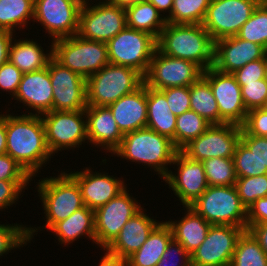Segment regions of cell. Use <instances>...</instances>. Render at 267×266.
Returning <instances> with one entry per match:
<instances>
[{
  "instance_id": "cell-1",
  "label": "cell",
  "mask_w": 267,
  "mask_h": 266,
  "mask_svg": "<svg viewBox=\"0 0 267 266\" xmlns=\"http://www.w3.org/2000/svg\"><path fill=\"white\" fill-rule=\"evenodd\" d=\"M6 154L32 177L52 156L41 115H6Z\"/></svg>"
},
{
  "instance_id": "cell-2",
  "label": "cell",
  "mask_w": 267,
  "mask_h": 266,
  "mask_svg": "<svg viewBox=\"0 0 267 266\" xmlns=\"http://www.w3.org/2000/svg\"><path fill=\"white\" fill-rule=\"evenodd\" d=\"M157 49L193 62L203 71L214 65L215 42L202 24L166 23L157 39Z\"/></svg>"
},
{
  "instance_id": "cell-3",
  "label": "cell",
  "mask_w": 267,
  "mask_h": 266,
  "mask_svg": "<svg viewBox=\"0 0 267 266\" xmlns=\"http://www.w3.org/2000/svg\"><path fill=\"white\" fill-rule=\"evenodd\" d=\"M177 151L169 138L145 127L126 133L113 153L135 163L153 166L152 169L164 178L169 172L166 165L173 162Z\"/></svg>"
},
{
  "instance_id": "cell-4",
  "label": "cell",
  "mask_w": 267,
  "mask_h": 266,
  "mask_svg": "<svg viewBox=\"0 0 267 266\" xmlns=\"http://www.w3.org/2000/svg\"><path fill=\"white\" fill-rule=\"evenodd\" d=\"M51 49L57 62L84 79L109 63L106 42L85 39L77 34L52 41Z\"/></svg>"
},
{
  "instance_id": "cell-5",
  "label": "cell",
  "mask_w": 267,
  "mask_h": 266,
  "mask_svg": "<svg viewBox=\"0 0 267 266\" xmlns=\"http://www.w3.org/2000/svg\"><path fill=\"white\" fill-rule=\"evenodd\" d=\"M144 83L136 69L108 63L86 79L87 105L108 106Z\"/></svg>"
},
{
  "instance_id": "cell-6",
  "label": "cell",
  "mask_w": 267,
  "mask_h": 266,
  "mask_svg": "<svg viewBox=\"0 0 267 266\" xmlns=\"http://www.w3.org/2000/svg\"><path fill=\"white\" fill-rule=\"evenodd\" d=\"M189 207L211 225L247 228V209L235 186H209Z\"/></svg>"
},
{
  "instance_id": "cell-7",
  "label": "cell",
  "mask_w": 267,
  "mask_h": 266,
  "mask_svg": "<svg viewBox=\"0 0 267 266\" xmlns=\"http://www.w3.org/2000/svg\"><path fill=\"white\" fill-rule=\"evenodd\" d=\"M37 187L46 214L45 226L49 230L57 222L67 219L73 212L84 207L80 188L68 173L43 178Z\"/></svg>"
},
{
  "instance_id": "cell-8",
  "label": "cell",
  "mask_w": 267,
  "mask_h": 266,
  "mask_svg": "<svg viewBox=\"0 0 267 266\" xmlns=\"http://www.w3.org/2000/svg\"><path fill=\"white\" fill-rule=\"evenodd\" d=\"M156 49L154 36L128 26L107 42L109 63L134 68L143 76Z\"/></svg>"
},
{
  "instance_id": "cell-9",
  "label": "cell",
  "mask_w": 267,
  "mask_h": 266,
  "mask_svg": "<svg viewBox=\"0 0 267 266\" xmlns=\"http://www.w3.org/2000/svg\"><path fill=\"white\" fill-rule=\"evenodd\" d=\"M127 26L124 4L111 0L94 6H81L77 35L82 38L108 42Z\"/></svg>"
},
{
  "instance_id": "cell-10",
  "label": "cell",
  "mask_w": 267,
  "mask_h": 266,
  "mask_svg": "<svg viewBox=\"0 0 267 266\" xmlns=\"http://www.w3.org/2000/svg\"><path fill=\"white\" fill-rule=\"evenodd\" d=\"M261 0H211L202 22L214 42L236 36Z\"/></svg>"
},
{
  "instance_id": "cell-11",
  "label": "cell",
  "mask_w": 267,
  "mask_h": 266,
  "mask_svg": "<svg viewBox=\"0 0 267 266\" xmlns=\"http://www.w3.org/2000/svg\"><path fill=\"white\" fill-rule=\"evenodd\" d=\"M203 75V70L195 63L167 56L158 49L144 75V84L157 90L169 87L190 86Z\"/></svg>"
},
{
  "instance_id": "cell-12",
  "label": "cell",
  "mask_w": 267,
  "mask_h": 266,
  "mask_svg": "<svg viewBox=\"0 0 267 266\" xmlns=\"http://www.w3.org/2000/svg\"><path fill=\"white\" fill-rule=\"evenodd\" d=\"M242 126L212 124L203 134L190 141L180 151L188 158L204 161L210 158H233L240 142Z\"/></svg>"
},
{
  "instance_id": "cell-13",
  "label": "cell",
  "mask_w": 267,
  "mask_h": 266,
  "mask_svg": "<svg viewBox=\"0 0 267 266\" xmlns=\"http://www.w3.org/2000/svg\"><path fill=\"white\" fill-rule=\"evenodd\" d=\"M83 115L85 116V110H51L42 114L46 142L52 155L61 149H70L81 145L86 139L88 140L87 125Z\"/></svg>"
},
{
  "instance_id": "cell-14",
  "label": "cell",
  "mask_w": 267,
  "mask_h": 266,
  "mask_svg": "<svg viewBox=\"0 0 267 266\" xmlns=\"http://www.w3.org/2000/svg\"><path fill=\"white\" fill-rule=\"evenodd\" d=\"M247 228L211 225L205 240L194 250L191 266H230L237 241Z\"/></svg>"
},
{
  "instance_id": "cell-15",
  "label": "cell",
  "mask_w": 267,
  "mask_h": 266,
  "mask_svg": "<svg viewBox=\"0 0 267 266\" xmlns=\"http://www.w3.org/2000/svg\"><path fill=\"white\" fill-rule=\"evenodd\" d=\"M202 77L210 84L220 114V124L242 126L247 117L241 87L232 73L220 72L214 67L203 71Z\"/></svg>"
},
{
  "instance_id": "cell-16",
  "label": "cell",
  "mask_w": 267,
  "mask_h": 266,
  "mask_svg": "<svg viewBox=\"0 0 267 266\" xmlns=\"http://www.w3.org/2000/svg\"><path fill=\"white\" fill-rule=\"evenodd\" d=\"M129 195L125 188L115 198L95 210V240L103 249L114 241L125 223L142 209Z\"/></svg>"
},
{
  "instance_id": "cell-17",
  "label": "cell",
  "mask_w": 267,
  "mask_h": 266,
  "mask_svg": "<svg viewBox=\"0 0 267 266\" xmlns=\"http://www.w3.org/2000/svg\"><path fill=\"white\" fill-rule=\"evenodd\" d=\"M47 66L53 87V110H85L87 107L86 79L62 66L53 57Z\"/></svg>"
},
{
  "instance_id": "cell-18",
  "label": "cell",
  "mask_w": 267,
  "mask_h": 266,
  "mask_svg": "<svg viewBox=\"0 0 267 266\" xmlns=\"http://www.w3.org/2000/svg\"><path fill=\"white\" fill-rule=\"evenodd\" d=\"M81 6L73 0H34V19L53 41L77 34Z\"/></svg>"
},
{
  "instance_id": "cell-19",
  "label": "cell",
  "mask_w": 267,
  "mask_h": 266,
  "mask_svg": "<svg viewBox=\"0 0 267 266\" xmlns=\"http://www.w3.org/2000/svg\"><path fill=\"white\" fill-rule=\"evenodd\" d=\"M172 164L179 166L178 175L169 171L163 179L180 198L184 207L191 206L209 187L203 163L192 160L181 151H177Z\"/></svg>"
},
{
  "instance_id": "cell-20",
  "label": "cell",
  "mask_w": 267,
  "mask_h": 266,
  "mask_svg": "<svg viewBox=\"0 0 267 266\" xmlns=\"http://www.w3.org/2000/svg\"><path fill=\"white\" fill-rule=\"evenodd\" d=\"M267 50L256 43L237 36L226 37L215 42L214 65L220 72L234 73L249 62L262 59Z\"/></svg>"
},
{
  "instance_id": "cell-21",
  "label": "cell",
  "mask_w": 267,
  "mask_h": 266,
  "mask_svg": "<svg viewBox=\"0 0 267 266\" xmlns=\"http://www.w3.org/2000/svg\"><path fill=\"white\" fill-rule=\"evenodd\" d=\"M90 170L86 168L85 171L71 172L69 175L80 188L84 206L95 211L115 198L126 187L124 182L118 178L115 179L105 173L92 174Z\"/></svg>"
},
{
  "instance_id": "cell-22",
  "label": "cell",
  "mask_w": 267,
  "mask_h": 266,
  "mask_svg": "<svg viewBox=\"0 0 267 266\" xmlns=\"http://www.w3.org/2000/svg\"><path fill=\"white\" fill-rule=\"evenodd\" d=\"M121 133L147 126V86L143 83L137 90L126 94L108 105Z\"/></svg>"
},
{
  "instance_id": "cell-23",
  "label": "cell",
  "mask_w": 267,
  "mask_h": 266,
  "mask_svg": "<svg viewBox=\"0 0 267 266\" xmlns=\"http://www.w3.org/2000/svg\"><path fill=\"white\" fill-rule=\"evenodd\" d=\"M48 66L29 73H23L15 98L42 115L53 110V90Z\"/></svg>"
},
{
  "instance_id": "cell-24",
  "label": "cell",
  "mask_w": 267,
  "mask_h": 266,
  "mask_svg": "<svg viewBox=\"0 0 267 266\" xmlns=\"http://www.w3.org/2000/svg\"><path fill=\"white\" fill-rule=\"evenodd\" d=\"M87 138L90 143L104 146L109 152H114L123 139L116 120L108 106L87 105L85 109Z\"/></svg>"
},
{
  "instance_id": "cell-25",
  "label": "cell",
  "mask_w": 267,
  "mask_h": 266,
  "mask_svg": "<svg viewBox=\"0 0 267 266\" xmlns=\"http://www.w3.org/2000/svg\"><path fill=\"white\" fill-rule=\"evenodd\" d=\"M159 223L141 209L125 223L119 235L104 250L127 259L142 246Z\"/></svg>"
},
{
  "instance_id": "cell-26",
  "label": "cell",
  "mask_w": 267,
  "mask_h": 266,
  "mask_svg": "<svg viewBox=\"0 0 267 266\" xmlns=\"http://www.w3.org/2000/svg\"><path fill=\"white\" fill-rule=\"evenodd\" d=\"M169 138L175 146L176 116L171 112L165 94L147 86V126Z\"/></svg>"
},
{
  "instance_id": "cell-27",
  "label": "cell",
  "mask_w": 267,
  "mask_h": 266,
  "mask_svg": "<svg viewBox=\"0 0 267 266\" xmlns=\"http://www.w3.org/2000/svg\"><path fill=\"white\" fill-rule=\"evenodd\" d=\"M185 208L187 214L178 223L175 221H167V223L172 229L173 238L191 254L205 240L211 224L191 207Z\"/></svg>"
},
{
  "instance_id": "cell-28",
  "label": "cell",
  "mask_w": 267,
  "mask_h": 266,
  "mask_svg": "<svg viewBox=\"0 0 267 266\" xmlns=\"http://www.w3.org/2000/svg\"><path fill=\"white\" fill-rule=\"evenodd\" d=\"M172 239L170 225L159 223L142 246L127 258L129 266H156Z\"/></svg>"
},
{
  "instance_id": "cell-29",
  "label": "cell",
  "mask_w": 267,
  "mask_h": 266,
  "mask_svg": "<svg viewBox=\"0 0 267 266\" xmlns=\"http://www.w3.org/2000/svg\"><path fill=\"white\" fill-rule=\"evenodd\" d=\"M50 231H53L63 244H70L84 234L96 243L95 211L84 206L67 219L57 222Z\"/></svg>"
},
{
  "instance_id": "cell-30",
  "label": "cell",
  "mask_w": 267,
  "mask_h": 266,
  "mask_svg": "<svg viewBox=\"0 0 267 266\" xmlns=\"http://www.w3.org/2000/svg\"><path fill=\"white\" fill-rule=\"evenodd\" d=\"M127 26L138 31L146 32L158 39L166 25L158 9L149 1H134L124 5Z\"/></svg>"
},
{
  "instance_id": "cell-31",
  "label": "cell",
  "mask_w": 267,
  "mask_h": 266,
  "mask_svg": "<svg viewBox=\"0 0 267 266\" xmlns=\"http://www.w3.org/2000/svg\"><path fill=\"white\" fill-rule=\"evenodd\" d=\"M14 43V44H13ZM36 42L30 40L11 41L8 61L14 64L22 73H29L47 67L53 57L52 50L45 54Z\"/></svg>"
},
{
  "instance_id": "cell-32",
  "label": "cell",
  "mask_w": 267,
  "mask_h": 266,
  "mask_svg": "<svg viewBox=\"0 0 267 266\" xmlns=\"http://www.w3.org/2000/svg\"><path fill=\"white\" fill-rule=\"evenodd\" d=\"M191 110L206 119L211 124H220V114L216 98L210 84L201 77L190 85Z\"/></svg>"
},
{
  "instance_id": "cell-33",
  "label": "cell",
  "mask_w": 267,
  "mask_h": 266,
  "mask_svg": "<svg viewBox=\"0 0 267 266\" xmlns=\"http://www.w3.org/2000/svg\"><path fill=\"white\" fill-rule=\"evenodd\" d=\"M34 17V0H0V29L13 33Z\"/></svg>"
},
{
  "instance_id": "cell-34",
  "label": "cell",
  "mask_w": 267,
  "mask_h": 266,
  "mask_svg": "<svg viewBox=\"0 0 267 266\" xmlns=\"http://www.w3.org/2000/svg\"><path fill=\"white\" fill-rule=\"evenodd\" d=\"M230 266H267V255L248 230L239 237Z\"/></svg>"
},
{
  "instance_id": "cell-35",
  "label": "cell",
  "mask_w": 267,
  "mask_h": 266,
  "mask_svg": "<svg viewBox=\"0 0 267 266\" xmlns=\"http://www.w3.org/2000/svg\"><path fill=\"white\" fill-rule=\"evenodd\" d=\"M211 125L192 110L176 116L175 148L180 151L190 141L203 134Z\"/></svg>"
},
{
  "instance_id": "cell-36",
  "label": "cell",
  "mask_w": 267,
  "mask_h": 266,
  "mask_svg": "<svg viewBox=\"0 0 267 266\" xmlns=\"http://www.w3.org/2000/svg\"><path fill=\"white\" fill-rule=\"evenodd\" d=\"M211 0H173V8L167 23L202 24Z\"/></svg>"
},
{
  "instance_id": "cell-37",
  "label": "cell",
  "mask_w": 267,
  "mask_h": 266,
  "mask_svg": "<svg viewBox=\"0 0 267 266\" xmlns=\"http://www.w3.org/2000/svg\"><path fill=\"white\" fill-rule=\"evenodd\" d=\"M242 40H247L263 46L267 50V4L260 3L251 17L242 25L236 35Z\"/></svg>"
},
{
  "instance_id": "cell-38",
  "label": "cell",
  "mask_w": 267,
  "mask_h": 266,
  "mask_svg": "<svg viewBox=\"0 0 267 266\" xmlns=\"http://www.w3.org/2000/svg\"><path fill=\"white\" fill-rule=\"evenodd\" d=\"M202 163L209 186H235L237 176L233 158H210Z\"/></svg>"
},
{
  "instance_id": "cell-39",
  "label": "cell",
  "mask_w": 267,
  "mask_h": 266,
  "mask_svg": "<svg viewBox=\"0 0 267 266\" xmlns=\"http://www.w3.org/2000/svg\"><path fill=\"white\" fill-rule=\"evenodd\" d=\"M235 187L241 203L248 209L256 200L267 196V174L237 178Z\"/></svg>"
},
{
  "instance_id": "cell-40",
  "label": "cell",
  "mask_w": 267,
  "mask_h": 266,
  "mask_svg": "<svg viewBox=\"0 0 267 266\" xmlns=\"http://www.w3.org/2000/svg\"><path fill=\"white\" fill-rule=\"evenodd\" d=\"M35 232L37 231L34 228L17 224L14 226L0 224V256L29 242Z\"/></svg>"
},
{
  "instance_id": "cell-41",
  "label": "cell",
  "mask_w": 267,
  "mask_h": 266,
  "mask_svg": "<svg viewBox=\"0 0 267 266\" xmlns=\"http://www.w3.org/2000/svg\"><path fill=\"white\" fill-rule=\"evenodd\" d=\"M233 160L237 178L258 176V160L241 141L236 146Z\"/></svg>"
},
{
  "instance_id": "cell-42",
  "label": "cell",
  "mask_w": 267,
  "mask_h": 266,
  "mask_svg": "<svg viewBox=\"0 0 267 266\" xmlns=\"http://www.w3.org/2000/svg\"><path fill=\"white\" fill-rule=\"evenodd\" d=\"M241 87L242 99L247 111L262 108L267 101V79L246 83Z\"/></svg>"
},
{
  "instance_id": "cell-43",
  "label": "cell",
  "mask_w": 267,
  "mask_h": 266,
  "mask_svg": "<svg viewBox=\"0 0 267 266\" xmlns=\"http://www.w3.org/2000/svg\"><path fill=\"white\" fill-rule=\"evenodd\" d=\"M161 91L165 94L168 106L175 116L191 110L190 86L169 87Z\"/></svg>"
},
{
  "instance_id": "cell-44",
  "label": "cell",
  "mask_w": 267,
  "mask_h": 266,
  "mask_svg": "<svg viewBox=\"0 0 267 266\" xmlns=\"http://www.w3.org/2000/svg\"><path fill=\"white\" fill-rule=\"evenodd\" d=\"M240 141L258 160V176L267 174V137L248 135L243 129Z\"/></svg>"
},
{
  "instance_id": "cell-45",
  "label": "cell",
  "mask_w": 267,
  "mask_h": 266,
  "mask_svg": "<svg viewBox=\"0 0 267 266\" xmlns=\"http://www.w3.org/2000/svg\"><path fill=\"white\" fill-rule=\"evenodd\" d=\"M240 86L266 78V56L247 63L242 68L232 73Z\"/></svg>"
},
{
  "instance_id": "cell-46",
  "label": "cell",
  "mask_w": 267,
  "mask_h": 266,
  "mask_svg": "<svg viewBox=\"0 0 267 266\" xmlns=\"http://www.w3.org/2000/svg\"><path fill=\"white\" fill-rule=\"evenodd\" d=\"M242 129L248 135L267 137V112L263 108L249 110Z\"/></svg>"
},
{
  "instance_id": "cell-47",
  "label": "cell",
  "mask_w": 267,
  "mask_h": 266,
  "mask_svg": "<svg viewBox=\"0 0 267 266\" xmlns=\"http://www.w3.org/2000/svg\"><path fill=\"white\" fill-rule=\"evenodd\" d=\"M32 177L8 154H0V180L30 181Z\"/></svg>"
},
{
  "instance_id": "cell-48",
  "label": "cell",
  "mask_w": 267,
  "mask_h": 266,
  "mask_svg": "<svg viewBox=\"0 0 267 266\" xmlns=\"http://www.w3.org/2000/svg\"><path fill=\"white\" fill-rule=\"evenodd\" d=\"M23 73L9 61L0 66V89L16 95Z\"/></svg>"
},
{
  "instance_id": "cell-49",
  "label": "cell",
  "mask_w": 267,
  "mask_h": 266,
  "mask_svg": "<svg viewBox=\"0 0 267 266\" xmlns=\"http://www.w3.org/2000/svg\"><path fill=\"white\" fill-rule=\"evenodd\" d=\"M29 181L0 180V210L15 203Z\"/></svg>"
},
{
  "instance_id": "cell-50",
  "label": "cell",
  "mask_w": 267,
  "mask_h": 266,
  "mask_svg": "<svg viewBox=\"0 0 267 266\" xmlns=\"http://www.w3.org/2000/svg\"><path fill=\"white\" fill-rule=\"evenodd\" d=\"M173 252L176 255H179L180 257H182L183 260L181 259L182 262L180 264H182V263L183 264L181 266H191V256H190V254L174 238L169 242L167 248L165 249L164 253L162 254V258L159 260V262L156 264V266H169V265L178 266L177 262H171L170 261L171 257L174 255ZM169 262L171 264H169Z\"/></svg>"
},
{
  "instance_id": "cell-51",
  "label": "cell",
  "mask_w": 267,
  "mask_h": 266,
  "mask_svg": "<svg viewBox=\"0 0 267 266\" xmlns=\"http://www.w3.org/2000/svg\"><path fill=\"white\" fill-rule=\"evenodd\" d=\"M267 222V196L259 198L247 209V229Z\"/></svg>"
},
{
  "instance_id": "cell-52",
  "label": "cell",
  "mask_w": 267,
  "mask_h": 266,
  "mask_svg": "<svg viewBox=\"0 0 267 266\" xmlns=\"http://www.w3.org/2000/svg\"><path fill=\"white\" fill-rule=\"evenodd\" d=\"M247 230L258 241L259 245L267 255V222L251 225Z\"/></svg>"
},
{
  "instance_id": "cell-53",
  "label": "cell",
  "mask_w": 267,
  "mask_h": 266,
  "mask_svg": "<svg viewBox=\"0 0 267 266\" xmlns=\"http://www.w3.org/2000/svg\"><path fill=\"white\" fill-rule=\"evenodd\" d=\"M13 33L4 29H0V66L8 62L9 47Z\"/></svg>"
},
{
  "instance_id": "cell-54",
  "label": "cell",
  "mask_w": 267,
  "mask_h": 266,
  "mask_svg": "<svg viewBox=\"0 0 267 266\" xmlns=\"http://www.w3.org/2000/svg\"><path fill=\"white\" fill-rule=\"evenodd\" d=\"M105 256L101 259L99 266H129L128 260L106 250Z\"/></svg>"
},
{
  "instance_id": "cell-55",
  "label": "cell",
  "mask_w": 267,
  "mask_h": 266,
  "mask_svg": "<svg viewBox=\"0 0 267 266\" xmlns=\"http://www.w3.org/2000/svg\"><path fill=\"white\" fill-rule=\"evenodd\" d=\"M6 153V116L0 115V154Z\"/></svg>"
},
{
  "instance_id": "cell-56",
  "label": "cell",
  "mask_w": 267,
  "mask_h": 266,
  "mask_svg": "<svg viewBox=\"0 0 267 266\" xmlns=\"http://www.w3.org/2000/svg\"><path fill=\"white\" fill-rule=\"evenodd\" d=\"M150 3H152L159 12H164L168 10L169 15L173 8V0H148Z\"/></svg>"
},
{
  "instance_id": "cell-57",
  "label": "cell",
  "mask_w": 267,
  "mask_h": 266,
  "mask_svg": "<svg viewBox=\"0 0 267 266\" xmlns=\"http://www.w3.org/2000/svg\"><path fill=\"white\" fill-rule=\"evenodd\" d=\"M111 1L125 5L127 3L134 2V1H148V0H111Z\"/></svg>"
},
{
  "instance_id": "cell-58",
  "label": "cell",
  "mask_w": 267,
  "mask_h": 266,
  "mask_svg": "<svg viewBox=\"0 0 267 266\" xmlns=\"http://www.w3.org/2000/svg\"><path fill=\"white\" fill-rule=\"evenodd\" d=\"M73 1L77 2L80 6H85L89 4L88 2H86L88 0H73Z\"/></svg>"
},
{
  "instance_id": "cell-59",
  "label": "cell",
  "mask_w": 267,
  "mask_h": 266,
  "mask_svg": "<svg viewBox=\"0 0 267 266\" xmlns=\"http://www.w3.org/2000/svg\"><path fill=\"white\" fill-rule=\"evenodd\" d=\"M262 108L267 112V101Z\"/></svg>"
},
{
  "instance_id": "cell-60",
  "label": "cell",
  "mask_w": 267,
  "mask_h": 266,
  "mask_svg": "<svg viewBox=\"0 0 267 266\" xmlns=\"http://www.w3.org/2000/svg\"><path fill=\"white\" fill-rule=\"evenodd\" d=\"M266 79H267V54H266Z\"/></svg>"
},
{
  "instance_id": "cell-61",
  "label": "cell",
  "mask_w": 267,
  "mask_h": 266,
  "mask_svg": "<svg viewBox=\"0 0 267 266\" xmlns=\"http://www.w3.org/2000/svg\"><path fill=\"white\" fill-rule=\"evenodd\" d=\"M262 3H266L267 4V0H261Z\"/></svg>"
}]
</instances>
